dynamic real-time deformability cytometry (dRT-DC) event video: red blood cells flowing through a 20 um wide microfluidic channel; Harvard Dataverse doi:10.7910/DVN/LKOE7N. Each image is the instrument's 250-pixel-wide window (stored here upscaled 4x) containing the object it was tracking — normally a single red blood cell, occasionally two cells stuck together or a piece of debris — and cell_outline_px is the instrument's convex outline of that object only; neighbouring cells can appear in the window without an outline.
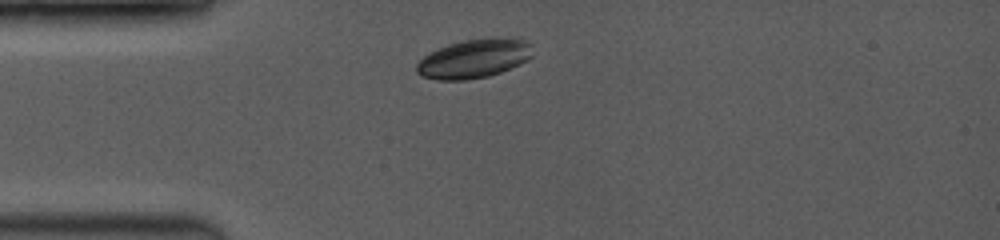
{"species": "common noctule bat (a hibernating species)", "species_latin": "Nyctalus noctula", "temperature_condition": "room temperature", "stored_images_in_passage": 6, "camera_frame_rate_fps": 3500, "um_per_image_px": 0.085, "animal": {"sex": "female", "body_mass_g": 19.0, "forearm_length_mm": 53.3}, "frame": {"image": 1, "passage_image": 1, "time_ms": 0.0, "image_size_px": [1000, 240], "cell_outline_px": [[532, 56], [520, 64], [500, 72], [488, 76], [468, 80], [436, 80], [420, 76], [416, 72], [416, 64], [424, 56], [448, 44], [464, 40], [492, 36], [508, 36], [520, 40], [528, 44]], "centroid_in_image_um": [40.26, 4.98], "position_along_channel_um": 44.7, "area_um2": 26.36}}
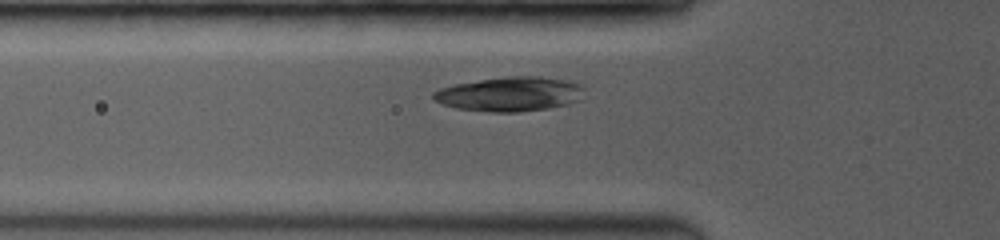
{"frame": {"image": 2, "passage_image": 4, "time_ms": 1.429, "image_size_px": [1000, 240], "cell_outline_px": [[584, 88], [580, 100], [568, 104], [548, 108], [520, 112], [488, 112], [456, 108], [432, 100], [432, 92], [440, 88], [456, 84], [504, 76], [540, 76], [568, 80], [580, 84]], "centroid_in_image_um": [43.35, 7.99], "position_along_channel_um": 82.5, "area_um2": 30.46}}